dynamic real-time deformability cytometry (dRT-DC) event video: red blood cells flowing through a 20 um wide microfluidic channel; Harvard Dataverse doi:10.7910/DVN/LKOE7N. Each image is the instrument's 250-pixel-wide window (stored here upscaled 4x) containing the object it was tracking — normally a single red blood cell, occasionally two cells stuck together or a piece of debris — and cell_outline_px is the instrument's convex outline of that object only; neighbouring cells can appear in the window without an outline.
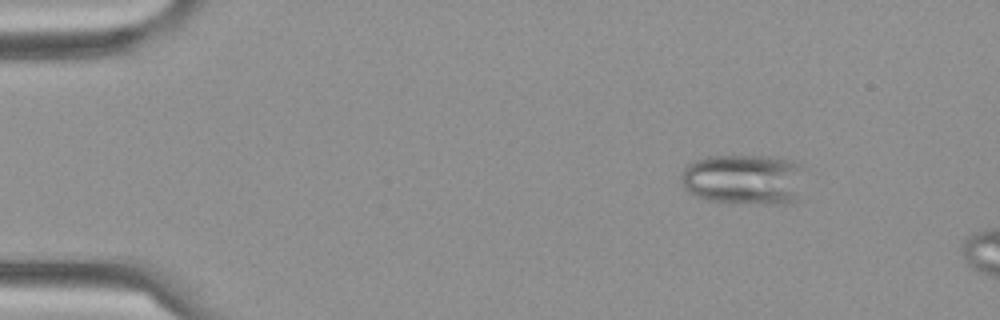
{"species": "Egyptian fruit bat (a non-hibernating species)", "species_latin": "Rousettus aegyptiacus", "temperature_condition": "cold", "stored_images_in_passage": 3, "camera_frame_rate_fps": 3000, "um_per_image_px": 0.085, "frame": {"image": 1, "passage_image": 1, "time_ms": 0.0, "image_size_px": [1000, 320], "cell_outline_px": [[800, 168], [796, 200], [788, 204], [728, 204], [708, 200], [696, 196], [684, 184], [680, 176], [684, 168], [688, 164], [696, 160], [708, 156], [772, 156], [788, 160], [796, 164]], "centroid_in_image_um": [63.16, 15.27], "position_along_channel_um": 21.8, "area_um2": 36.07}}